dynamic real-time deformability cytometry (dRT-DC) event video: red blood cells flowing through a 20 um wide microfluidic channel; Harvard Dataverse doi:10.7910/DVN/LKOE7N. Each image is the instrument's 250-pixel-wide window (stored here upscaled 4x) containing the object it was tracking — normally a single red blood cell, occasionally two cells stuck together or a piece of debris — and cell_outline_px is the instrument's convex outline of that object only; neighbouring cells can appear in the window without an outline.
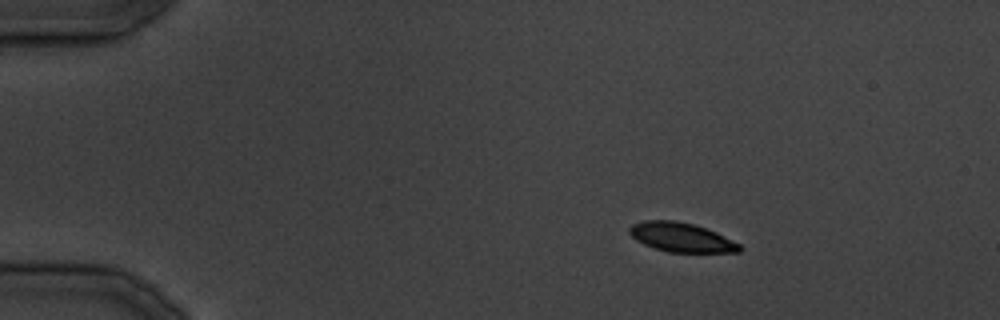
{"species": "common noctule bat (a hibernating species)", "species_latin": "Nyctalus noctula", "temperature_condition": "cold", "stored_images_in_passage": 30, "camera_frame_rate_fps": 3000, "um_per_image_px": 0.085, "animal": {"sex": "male", "body_mass_g": 19.5, "forearm_length_mm": 54.6}, "frame": {"image": 1, "passage_image": 1, "time_ms": 0.0, "image_size_px": [1000, 320], "cell_outline_px": [[744, 248], [740, 252], [668, 252], [652, 248], [636, 240], [628, 232], [628, 228], [632, 224], [644, 220], [676, 220], [692, 224], [716, 232], [740, 244]], "centroid_in_image_um": [57.89, 20.17], "position_along_channel_um": 27.1, "area_um2": 18.84}}
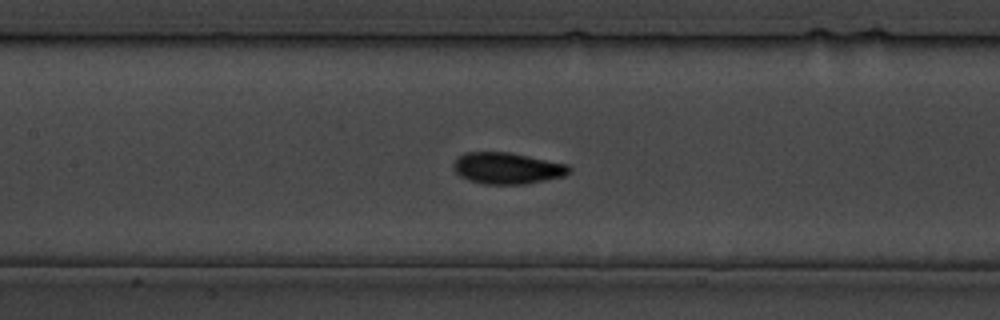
{"frame": {"image": 2, "passage_image": 12, "time_ms": 13.667, "image_size_px": [1000, 320], "cell_outline_px": [[572, 172], [564, 176], [544, 180], [520, 184], [484, 184], [468, 180], [460, 176], [456, 172], [452, 164], [464, 152], [508, 152], [568, 164], [572, 168]], "centroid_in_image_um": [43.13, 14.3], "position_along_channel_um": 164.3, "area_um2": 21.1}}
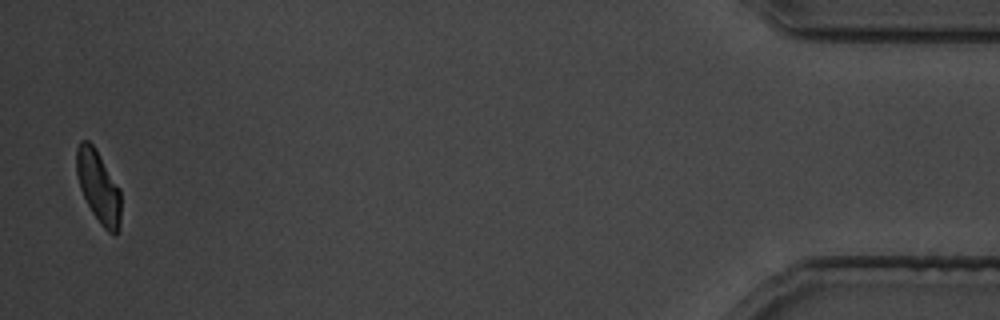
{"frame": {"image": 3, "passage_image": 30, "time_ms": 35.667, "image_size_px": [1000, 320], "cell_outline_px": [[120, 224], [116, 232], [108, 232], [104, 228], [92, 212], [80, 188], [76, 172], [76, 148], [80, 140], [88, 140], [96, 148], [120, 188]], "centroid_in_image_um": [8.35, 15.81], "position_along_channel_um": 426.8, "area_um2": 18.55}}